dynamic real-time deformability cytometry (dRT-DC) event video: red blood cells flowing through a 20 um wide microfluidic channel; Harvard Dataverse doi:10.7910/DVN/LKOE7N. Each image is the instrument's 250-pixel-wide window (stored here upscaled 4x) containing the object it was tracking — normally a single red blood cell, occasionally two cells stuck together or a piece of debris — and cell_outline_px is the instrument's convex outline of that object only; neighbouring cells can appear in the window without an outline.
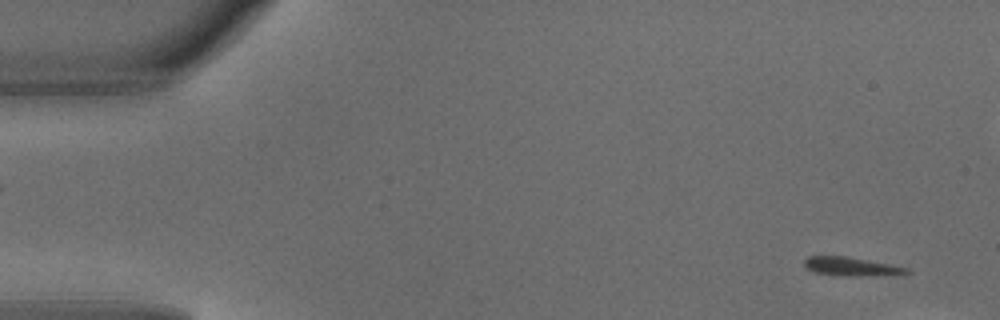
{"species": "common noctule bat (a hibernating species)", "species_latin": "Nyctalus noctula", "temperature_condition": "warm", "stored_images_in_passage": 2, "segment_of_instrument_passage": [2, 2], "camera_frame_rate_fps": 3000, "um_per_image_px": 0.085, "animal": {"sex": "male", "body_mass_g": 18.8}, "frame": {"image": 1, "passage_image": 2, "time_ms": 0.333, "image_size_px": [1000, 320], "cell_outline_px": [[912, 272], [860, 276], [844, 276], [812, 272], [804, 268], [804, 260], [808, 256], [844, 256], [868, 260], [908, 268]], "centroid_in_image_um": [72.23, 22.65], "position_along_channel_um": 12.8, "area_um2": 10.92}}